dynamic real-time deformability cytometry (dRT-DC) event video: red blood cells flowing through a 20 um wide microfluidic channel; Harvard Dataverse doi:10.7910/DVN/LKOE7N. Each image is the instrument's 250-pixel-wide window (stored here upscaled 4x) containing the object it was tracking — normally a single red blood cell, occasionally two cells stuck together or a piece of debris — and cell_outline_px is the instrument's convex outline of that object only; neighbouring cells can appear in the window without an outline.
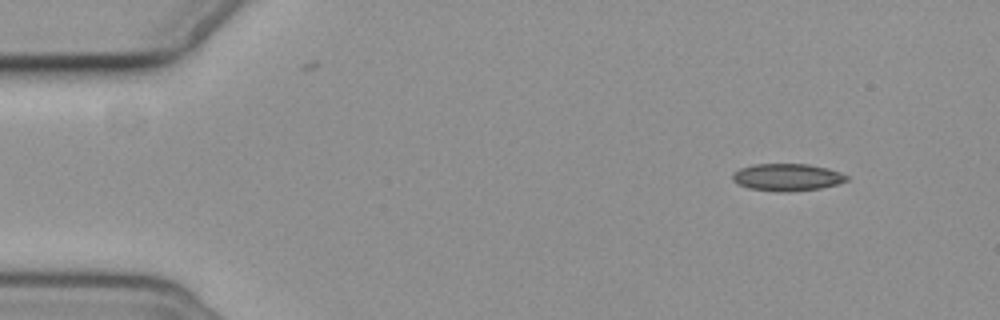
{"species": "common noctule bat (a hibernating species)", "species_latin": "Nyctalus noctula", "temperature_condition": "cold", "stored_images_in_passage": 4, "camera_frame_rate_fps": 3000, "um_per_image_px": 0.085, "animal": {"sex": "female", "body_mass_g": 19.3, "forearm_length_mm": 54.1}, "frame": {"image": 1, "passage_image": 1, "time_ms": 0.0, "image_size_px": [1000, 320], "cell_outline_px": [[848, 180], [836, 184], [820, 188], [788, 192], [748, 188], [732, 180], [732, 172], [740, 168], [752, 164], [808, 164], [828, 168], [840, 172], [848, 176]], "centroid_in_image_um": [66.9, 15.05], "position_along_channel_um": 18.1, "area_um2": 18.03}}
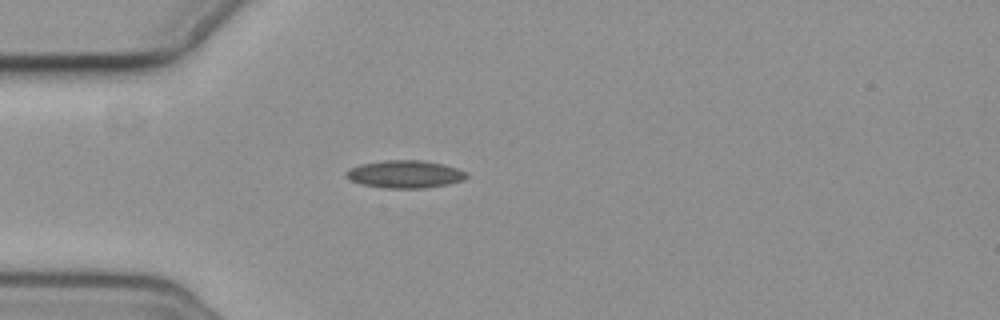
{"frame": {"image": 2, "passage_image": 3, "time_ms": 3.333, "image_size_px": [1000, 320], "cell_outline_px": [[468, 176], [464, 180], [448, 184], [424, 188], [384, 188], [360, 184], [344, 176], [344, 172], [360, 164], [384, 160], [424, 160], [444, 164], [468, 172]], "centroid_in_image_um": [34.44, 14.8], "position_along_channel_um": 50.6, "area_um2": 19.54}}